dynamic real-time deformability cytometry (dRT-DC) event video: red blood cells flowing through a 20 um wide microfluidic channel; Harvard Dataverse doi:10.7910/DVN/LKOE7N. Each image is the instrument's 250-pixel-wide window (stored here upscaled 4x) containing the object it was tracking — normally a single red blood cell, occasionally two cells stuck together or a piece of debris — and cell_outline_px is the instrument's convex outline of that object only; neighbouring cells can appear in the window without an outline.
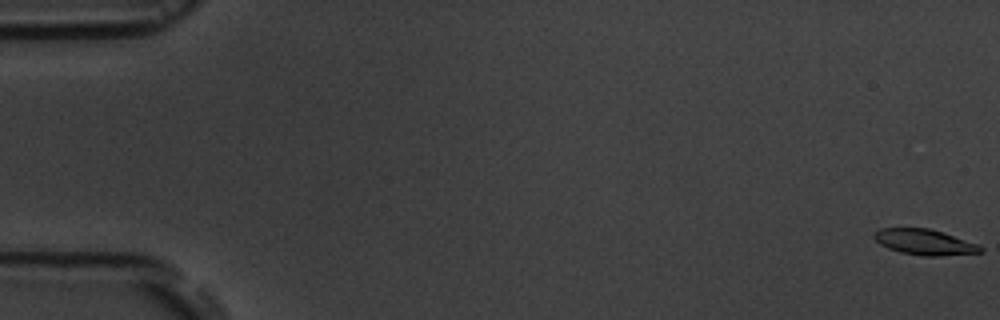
{"species": "common noctule bat (a hibernating species)", "species_latin": "Nyctalus noctula", "temperature_condition": "room temperature", "stored_images_in_passage": 6, "camera_frame_rate_fps": 3000, "um_per_image_px": 0.085, "animal": {"sex": "male", "body_mass_g": 19.5, "forearm_length_mm": 54.6}, "frame": {"image": 1, "passage_image": 1, "time_ms": 0.0, "image_size_px": [1000, 320], "cell_outline_px": [[984, 252], [936, 256], [924, 256], [900, 252], [888, 248], [880, 244], [872, 236], [880, 228], [928, 228], [980, 244], [984, 248]], "centroid_in_image_um": [78.62, 20.58], "position_along_channel_um": 6.4, "area_um2": 15.84}}
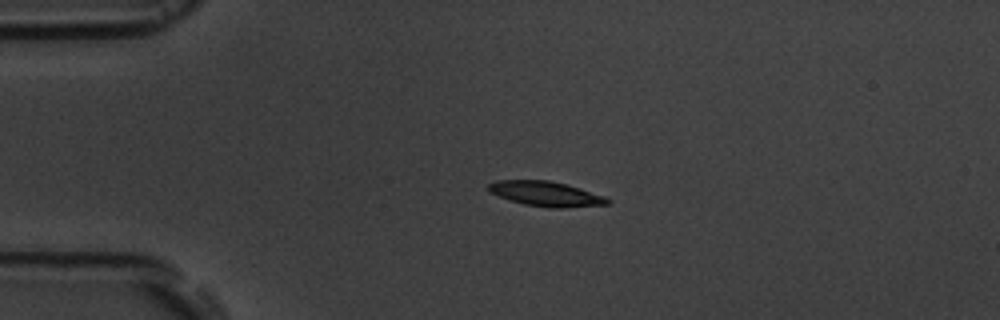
{"frame": {"image": 2, "passage_image": 4, "time_ms": 4.333, "image_size_px": [1000, 320], "cell_outline_px": [[612, 200], [608, 204], [564, 208], [548, 208], [524, 204], [488, 192], [488, 184], [496, 180], [548, 180], [580, 188], [604, 196]], "centroid_in_image_um": [46.41, 16.48], "position_along_channel_um": 38.6, "area_um2": 17.17}}
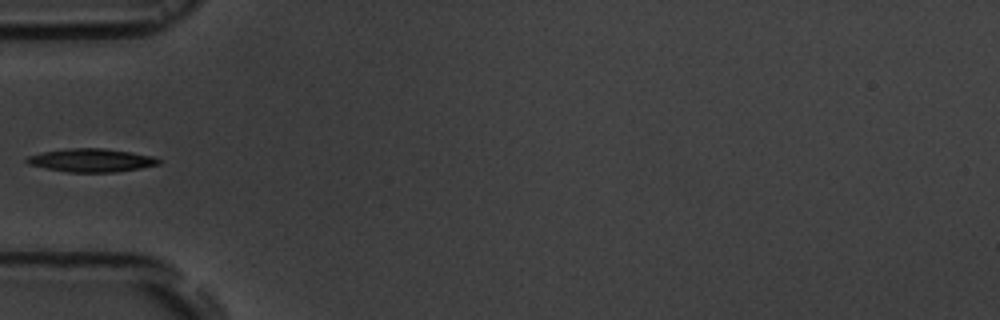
{"frame": {"image": 3, "passage_image": 6, "time_ms": 6.333, "image_size_px": [1000, 320], "cell_outline_px": [[160, 164], [140, 168], [116, 172], [68, 172], [44, 168], [28, 164], [24, 160], [28, 156], [44, 152], [68, 148], [104, 148], [132, 152], [152, 156], [160, 160]], "centroid_in_image_um": [7.75, 13.62], "position_along_channel_um": 77.2, "area_um2": 17.86}}